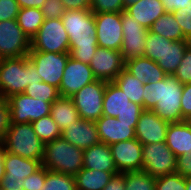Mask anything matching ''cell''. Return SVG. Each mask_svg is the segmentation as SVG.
<instances>
[{"mask_svg":"<svg viewBox=\"0 0 191 190\" xmlns=\"http://www.w3.org/2000/svg\"><path fill=\"white\" fill-rule=\"evenodd\" d=\"M155 190H186V178L177 172L157 177Z\"/></svg>","mask_w":191,"mask_h":190,"instance_id":"37","label":"cell"},{"mask_svg":"<svg viewBox=\"0 0 191 190\" xmlns=\"http://www.w3.org/2000/svg\"><path fill=\"white\" fill-rule=\"evenodd\" d=\"M125 12L149 30L152 24L167 11L162 0H137L127 7Z\"/></svg>","mask_w":191,"mask_h":190,"instance_id":"22","label":"cell"},{"mask_svg":"<svg viewBox=\"0 0 191 190\" xmlns=\"http://www.w3.org/2000/svg\"><path fill=\"white\" fill-rule=\"evenodd\" d=\"M181 114L183 118L191 115V83L183 84Z\"/></svg>","mask_w":191,"mask_h":190,"instance_id":"45","label":"cell"},{"mask_svg":"<svg viewBox=\"0 0 191 190\" xmlns=\"http://www.w3.org/2000/svg\"><path fill=\"white\" fill-rule=\"evenodd\" d=\"M176 172L185 178L191 176V151H188V153L177 157Z\"/></svg>","mask_w":191,"mask_h":190,"instance_id":"46","label":"cell"},{"mask_svg":"<svg viewBox=\"0 0 191 190\" xmlns=\"http://www.w3.org/2000/svg\"><path fill=\"white\" fill-rule=\"evenodd\" d=\"M99 140L107 145L135 139L137 123H124L116 117L102 115L96 122Z\"/></svg>","mask_w":191,"mask_h":190,"instance_id":"20","label":"cell"},{"mask_svg":"<svg viewBox=\"0 0 191 190\" xmlns=\"http://www.w3.org/2000/svg\"><path fill=\"white\" fill-rule=\"evenodd\" d=\"M20 8H39L41 9L46 0H16Z\"/></svg>","mask_w":191,"mask_h":190,"instance_id":"50","label":"cell"},{"mask_svg":"<svg viewBox=\"0 0 191 190\" xmlns=\"http://www.w3.org/2000/svg\"><path fill=\"white\" fill-rule=\"evenodd\" d=\"M97 80L91 67L69 57L58 89L62 97H71L85 85Z\"/></svg>","mask_w":191,"mask_h":190,"instance_id":"17","label":"cell"},{"mask_svg":"<svg viewBox=\"0 0 191 190\" xmlns=\"http://www.w3.org/2000/svg\"><path fill=\"white\" fill-rule=\"evenodd\" d=\"M28 57L35 64L41 80L59 89L70 53L30 51Z\"/></svg>","mask_w":191,"mask_h":190,"instance_id":"13","label":"cell"},{"mask_svg":"<svg viewBox=\"0 0 191 190\" xmlns=\"http://www.w3.org/2000/svg\"><path fill=\"white\" fill-rule=\"evenodd\" d=\"M41 81L35 64L28 56L0 59L1 98L24 93L28 85Z\"/></svg>","mask_w":191,"mask_h":190,"instance_id":"3","label":"cell"},{"mask_svg":"<svg viewBox=\"0 0 191 190\" xmlns=\"http://www.w3.org/2000/svg\"><path fill=\"white\" fill-rule=\"evenodd\" d=\"M149 30L172 41L185 40L182 29L172 12H166L159 17Z\"/></svg>","mask_w":191,"mask_h":190,"instance_id":"30","label":"cell"},{"mask_svg":"<svg viewBox=\"0 0 191 190\" xmlns=\"http://www.w3.org/2000/svg\"><path fill=\"white\" fill-rule=\"evenodd\" d=\"M103 190H126L124 172L114 174Z\"/></svg>","mask_w":191,"mask_h":190,"instance_id":"48","label":"cell"},{"mask_svg":"<svg viewBox=\"0 0 191 190\" xmlns=\"http://www.w3.org/2000/svg\"><path fill=\"white\" fill-rule=\"evenodd\" d=\"M119 173L142 171V144L135 138L109 145Z\"/></svg>","mask_w":191,"mask_h":190,"instance_id":"18","label":"cell"},{"mask_svg":"<svg viewBox=\"0 0 191 190\" xmlns=\"http://www.w3.org/2000/svg\"><path fill=\"white\" fill-rule=\"evenodd\" d=\"M65 11L90 10L92 0H61Z\"/></svg>","mask_w":191,"mask_h":190,"instance_id":"47","label":"cell"},{"mask_svg":"<svg viewBox=\"0 0 191 190\" xmlns=\"http://www.w3.org/2000/svg\"><path fill=\"white\" fill-rule=\"evenodd\" d=\"M45 18L39 8H20L17 15V24L31 40L36 34Z\"/></svg>","mask_w":191,"mask_h":190,"instance_id":"31","label":"cell"},{"mask_svg":"<svg viewBox=\"0 0 191 190\" xmlns=\"http://www.w3.org/2000/svg\"><path fill=\"white\" fill-rule=\"evenodd\" d=\"M124 69L143 84L156 83L167 76L155 61L144 56L125 61Z\"/></svg>","mask_w":191,"mask_h":190,"instance_id":"23","label":"cell"},{"mask_svg":"<svg viewBox=\"0 0 191 190\" xmlns=\"http://www.w3.org/2000/svg\"><path fill=\"white\" fill-rule=\"evenodd\" d=\"M31 125L38 138L44 143L51 142L62 135L61 129L51 115L41 117L39 120L32 122Z\"/></svg>","mask_w":191,"mask_h":190,"instance_id":"32","label":"cell"},{"mask_svg":"<svg viewBox=\"0 0 191 190\" xmlns=\"http://www.w3.org/2000/svg\"><path fill=\"white\" fill-rule=\"evenodd\" d=\"M102 111L104 116L116 117L121 122L137 123L144 109L131 102L114 82H107Z\"/></svg>","mask_w":191,"mask_h":190,"instance_id":"6","label":"cell"},{"mask_svg":"<svg viewBox=\"0 0 191 190\" xmlns=\"http://www.w3.org/2000/svg\"><path fill=\"white\" fill-rule=\"evenodd\" d=\"M11 124L10 107L7 99L0 98V142Z\"/></svg>","mask_w":191,"mask_h":190,"instance_id":"44","label":"cell"},{"mask_svg":"<svg viewBox=\"0 0 191 190\" xmlns=\"http://www.w3.org/2000/svg\"><path fill=\"white\" fill-rule=\"evenodd\" d=\"M41 190H76L75 176L49 171L46 168L45 182Z\"/></svg>","mask_w":191,"mask_h":190,"instance_id":"33","label":"cell"},{"mask_svg":"<svg viewBox=\"0 0 191 190\" xmlns=\"http://www.w3.org/2000/svg\"><path fill=\"white\" fill-rule=\"evenodd\" d=\"M61 19L69 37L70 57L89 65L98 47L94 13L91 10L65 11Z\"/></svg>","mask_w":191,"mask_h":190,"instance_id":"1","label":"cell"},{"mask_svg":"<svg viewBox=\"0 0 191 190\" xmlns=\"http://www.w3.org/2000/svg\"><path fill=\"white\" fill-rule=\"evenodd\" d=\"M46 177V168L41 167L35 173L23 179V190H41Z\"/></svg>","mask_w":191,"mask_h":190,"instance_id":"41","label":"cell"},{"mask_svg":"<svg viewBox=\"0 0 191 190\" xmlns=\"http://www.w3.org/2000/svg\"><path fill=\"white\" fill-rule=\"evenodd\" d=\"M4 167L5 175L0 181V187L3 190H23V179L39 170L42 163L5 151Z\"/></svg>","mask_w":191,"mask_h":190,"instance_id":"12","label":"cell"},{"mask_svg":"<svg viewBox=\"0 0 191 190\" xmlns=\"http://www.w3.org/2000/svg\"><path fill=\"white\" fill-rule=\"evenodd\" d=\"M126 190H155L156 178L144 171L124 172Z\"/></svg>","mask_w":191,"mask_h":190,"instance_id":"34","label":"cell"},{"mask_svg":"<svg viewBox=\"0 0 191 190\" xmlns=\"http://www.w3.org/2000/svg\"><path fill=\"white\" fill-rule=\"evenodd\" d=\"M24 93L48 103H53L60 96L58 88L43 81L28 85Z\"/></svg>","mask_w":191,"mask_h":190,"instance_id":"35","label":"cell"},{"mask_svg":"<svg viewBox=\"0 0 191 190\" xmlns=\"http://www.w3.org/2000/svg\"><path fill=\"white\" fill-rule=\"evenodd\" d=\"M61 137L82 150L100 143L96 123L81 118L63 129Z\"/></svg>","mask_w":191,"mask_h":190,"instance_id":"21","label":"cell"},{"mask_svg":"<svg viewBox=\"0 0 191 190\" xmlns=\"http://www.w3.org/2000/svg\"><path fill=\"white\" fill-rule=\"evenodd\" d=\"M2 144L8 153L42 162L44 142L38 138L31 123H11Z\"/></svg>","mask_w":191,"mask_h":190,"instance_id":"5","label":"cell"},{"mask_svg":"<svg viewBox=\"0 0 191 190\" xmlns=\"http://www.w3.org/2000/svg\"><path fill=\"white\" fill-rule=\"evenodd\" d=\"M89 66L97 80L113 82L124 69L125 62L120 50L98 46Z\"/></svg>","mask_w":191,"mask_h":190,"instance_id":"16","label":"cell"},{"mask_svg":"<svg viewBox=\"0 0 191 190\" xmlns=\"http://www.w3.org/2000/svg\"><path fill=\"white\" fill-rule=\"evenodd\" d=\"M41 11L45 19L61 18L65 9L61 0H46Z\"/></svg>","mask_w":191,"mask_h":190,"instance_id":"42","label":"cell"},{"mask_svg":"<svg viewBox=\"0 0 191 190\" xmlns=\"http://www.w3.org/2000/svg\"><path fill=\"white\" fill-rule=\"evenodd\" d=\"M50 115L61 131L79 121L80 116L71 97L59 96L51 104Z\"/></svg>","mask_w":191,"mask_h":190,"instance_id":"26","label":"cell"},{"mask_svg":"<svg viewBox=\"0 0 191 190\" xmlns=\"http://www.w3.org/2000/svg\"><path fill=\"white\" fill-rule=\"evenodd\" d=\"M172 13L182 29L185 40L191 42V0L185 8H180Z\"/></svg>","mask_w":191,"mask_h":190,"instance_id":"39","label":"cell"},{"mask_svg":"<svg viewBox=\"0 0 191 190\" xmlns=\"http://www.w3.org/2000/svg\"><path fill=\"white\" fill-rule=\"evenodd\" d=\"M184 122L191 128V115L184 118Z\"/></svg>","mask_w":191,"mask_h":190,"instance_id":"54","label":"cell"},{"mask_svg":"<svg viewBox=\"0 0 191 190\" xmlns=\"http://www.w3.org/2000/svg\"><path fill=\"white\" fill-rule=\"evenodd\" d=\"M165 51V37L148 31L145 41L144 57L155 62L163 56Z\"/></svg>","mask_w":191,"mask_h":190,"instance_id":"36","label":"cell"},{"mask_svg":"<svg viewBox=\"0 0 191 190\" xmlns=\"http://www.w3.org/2000/svg\"><path fill=\"white\" fill-rule=\"evenodd\" d=\"M90 10L94 14L124 11L123 0H92Z\"/></svg>","mask_w":191,"mask_h":190,"instance_id":"40","label":"cell"},{"mask_svg":"<svg viewBox=\"0 0 191 190\" xmlns=\"http://www.w3.org/2000/svg\"><path fill=\"white\" fill-rule=\"evenodd\" d=\"M173 76L181 84L191 83V43L185 49L182 61Z\"/></svg>","mask_w":191,"mask_h":190,"instance_id":"38","label":"cell"},{"mask_svg":"<svg viewBox=\"0 0 191 190\" xmlns=\"http://www.w3.org/2000/svg\"><path fill=\"white\" fill-rule=\"evenodd\" d=\"M169 122L157 116L152 110H144L137 122L135 138L142 144L165 142Z\"/></svg>","mask_w":191,"mask_h":190,"instance_id":"19","label":"cell"},{"mask_svg":"<svg viewBox=\"0 0 191 190\" xmlns=\"http://www.w3.org/2000/svg\"><path fill=\"white\" fill-rule=\"evenodd\" d=\"M142 171L152 177H161L176 172L177 157L165 142L142 145Z\"/></svg>","mask_w":191,"mask_h":190,"instance_id":"9","label":"cell"},{"mask_svg":"<svg viewBox=\"0 0 191 190\" xmlns=\"http://www.w3.org/2000/svg\"><path fill=\"white\" fill-rule=\"evenodd\" d=\"M83 168L105 172H118L110 146L102 142L83 150Z\"/></svg>","mask_w":191,"mask_h":190,"instance_id":"24","label":"cell"},{"mask_svg":"<svg viewBox=\"0 0 191 190\" xmlns=\"http://www.w3.org/2000/svg\"><path fill=\"white\" fill-rule=\"evenodd\" d=\"M106 85V81L95 80L71 96L81 119L96 122L103 115Z\"/></svg>","mask_w":191,"mask_h":190,"instance_id":"8","label":"cell"},{"mask_svg":"<svg viewBox=\"0 0 191 190\" xmlns=\"http://www.w3.org/2000/svg\"><path fill=\"white\" fill-rule=\"evenodd\" d=\"M135 104L143 107L144 84L137 78L123 69L113 81Z\"/></svg>","mask_w":191,"mask_h":190,"instance_id":"29","label":"cell"},{"mask_svg":"<svg viewBox=\"0 0 191 190\" xmlns=\"http://www.w3.org/2000/svg\"><path fill=\"white\" fill-rule=\"evenodd\" d=\"M166 145L176 157L191 151V128L184 122L169 123Z\"/></svg>","mask_w":191,"mask_h":190,"instance_id":"25","label":"cell"},{"mask_svg":"<svg viewBox=\"0 0 191 190\" xmlns=\"http://www.w3.org/2000/svg\"><path fill=\"white\" fill-rule=\"evenodd\" d=\"M186 190H191V176L186 177Z\"/></svg>","mask_w":191,"mask_h":190,"instance_id":"53","label":"cell"},{"mask_svg":"<svg viewBox=\"0 0 191 190\" xmlns=\"http://www.w3.org/2000/svg\"><path fill=\"white\" fill-rule=\"evenodd\" d=\"M190 43L188 40L172 41L165 38L164 54L156 63L167 75H173Z\"/></svg>","mask_w":191,"mask_h":190,"instance_id":"27","label":"cell"},{"mask_svg":"<svg viewBox=\"0 0 191 190\" xmlns=\"http://www.w3.org/2000/svg\"><path fill=\"white\" fill-rule=\"evenodd\" d=\"M4 159H5V149L3 147L2 142H0V181L2 177L5 175Z\"/></svg>","mask_w":191,"mask_h":190,"instance_id":"51","label":"cell"},{"mask_svg":"<svg viewBox=\"0 0 191 190\" xmlns=\"http://www.w3.org/2000/svg\"><path fill=\"white\" fill-rule=\"evenodd\" d=\"M42 167L75 176L83 168V150L62 137L44 143Z\"/></svg>","mask_w":191,"mask_h":190,"instance_id":"4","label":"cell"},{"mask_svg":"<svg viewBox=\"0 0 191 190\" xmlns=\"http://www.w3.org/2000/svg\"><path fill=\"white\" fill-rule=\"evenodd\" d=\"M19 10L16 0H0V21L16 19Z\"/></svg>","mask_w":191,"mask_h":190,"instance_id":"43","label":"cell"},{"mask_svg":"<svg viewBox=\"0 0 191 190\" xmlns=\"http://www.w3.org/2000/svg\"><path fill=\"white\" fill-rule=\"evenodd\" d=\"M119 172H105L82 168L76 175V190H103L114 174Z\"/></svg>","mask_w":191,"mask_h":190,"instance_id":"28","label":"cell"},{"mask_svg":"<svg viewBox=\"0 0 191 190\" xmlns=\"http://www.w3.org/2000/svg\"><path fill=\"white\" fill-rule=\"evenodd\" d=\"M162 2L167 12H174L180 8H185L190 0H162Z\"/></svg>","mask_w":191,"mask_h":190,"instance_id":"49","label":"cell"},{"mask_svg":"<svg viewBox=\"0 0 191 190\" xmlns=\"http://www.w3.org/2000/svg\"><path fill=\"white\" fill-rule=\"evenodd\" d=\"M143 109L152 110L163 120L173 123L184 121L181 114L183 84L173 75L159 82L144 84Z\"/></svg>","mask_w":191,"mask_h":190,"instance_id":"2","label":"cell"},{"mask_svg":"<svg viewBox=\"0 0 191 190\" xmlns=\"http://www.w3.org/2000/svg\"><path fill=\"white\" fill-rule=\"evenodd\" d=\"M137 0H123L124 3V11L127 7L131 6L132 4H134Z\"/></svg>","mask_w":191,"mask_h":190,"instance_id":"52","label":"cell"},{"mask_svg":"<svg viewBox=\"0 0 191 190\" xmlns=\"http://www.w3.org/2000/svg\"><path fill=\"white\" fill-rule=\"evenodd\" d=\"M99 47L120 50L123 41L121 12L94 14Z\"/></svg>","mask_w":191,"mask_h":190,"instance_id":"15","label":"cell"},{"mask_svg":"<svg viewBox=\"0 0 191 190\" xmlns=\"http://www.w3.org/2000/svg\"><path fill=\"white\" fill-rule=\"evenodd\" d=\"M69 37L61 18L45 19L31 39V51L69 53Z\"/></svg>","mask_w":191,"mask_h":190,"instance_id":"7","label":"cell"},{"mask_svg":"<svg viewBox=\"0 0 191 190\" xmlns=\"http://www.w3.org/2000/svg\"><path fill=\"white\" fill-rule=\"evenodd\" d=\"M10 107L11 123H32L50 115L51 104L31 98L25 93L14 94L7 98Z\"/></svg>","mask_w":191,"mask_h":190,"instance_id":"11","label":"cell"},{"mask_svg":"<svg viewBox=\"0 0 191 190\" xmlns=\"http://www.w3.org/2000/svg\"><path fill=\"white\" fill-rule=\"evenodd\" d=\"M121 21L123 41L120 51L124 62L144 56L146 35L149 30L125 11L121 12Z\"/></svg>","mask_w":191,"mask_h":190,"instance_id":"14","label":"cell"},{"mask_svg":"<svg viewBox=\"0 0 191 190\" xmlns=\"http://www.w3.org/2000/svg\"><path fill=\"white\" fill-rule=\"evenodd\" d=\"M31 40L16 19L0 21V59L28 56Z\"/></svg>","mask_w":191,"mask_h":190,"instance_id":"10","label":"cell"}]
</instances>
